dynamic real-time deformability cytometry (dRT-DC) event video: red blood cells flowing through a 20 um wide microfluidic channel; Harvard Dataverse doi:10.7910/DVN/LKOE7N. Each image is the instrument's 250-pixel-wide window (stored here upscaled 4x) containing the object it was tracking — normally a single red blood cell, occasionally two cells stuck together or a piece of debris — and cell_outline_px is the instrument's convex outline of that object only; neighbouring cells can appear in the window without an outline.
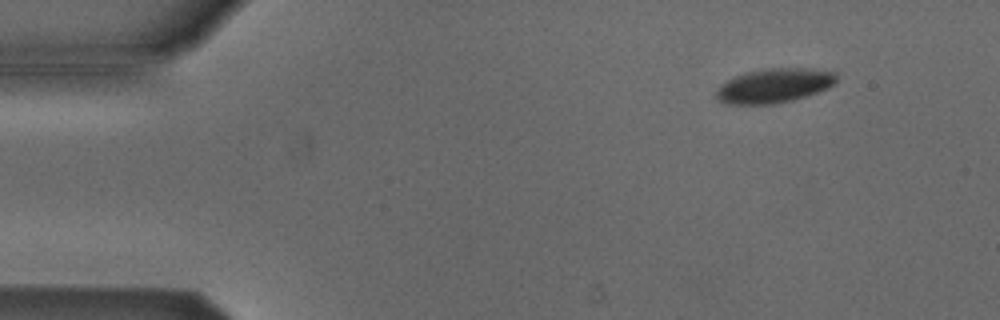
{"species": "Egyptian fruit bat (a non-hibernating species)", "species_latin": "Rousettus aegyptiacus", "temperature_condition": "cold", "stored_images_in_passage": 5, "camera_frame_rate_fps": 3000, "um_per_image_px": 0.085, "animal": {"sex": "male"}, "frame": {"image": 1, "passage_image": 2, "time_ms": 1.0, "image_size_px": [1000, 320], "cell_outline_px": [[836, 80], [828, 88], [792, 100], [772, 104], [724, 104], [716, 96], [716, 92], [720, 84], [744, 72], [764, 68], [812, 68], [836, 72]], "centroid_in_image_um": [65.79, 7.26], "position_along_channel_um": 19.2, "area_um2": 23.99}}
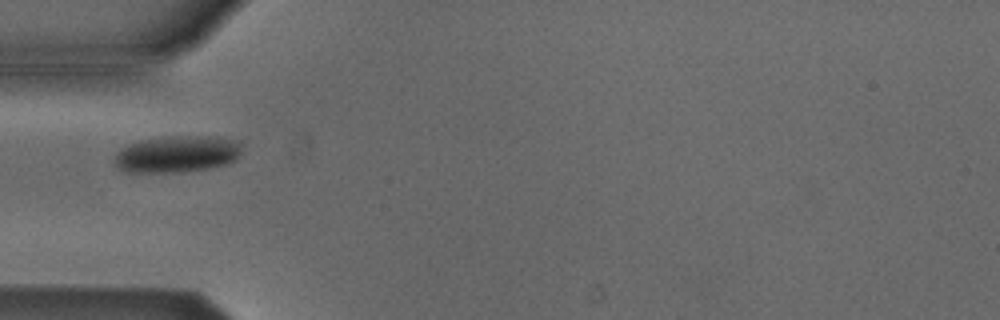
{"frame": {"image": 2, "passage_image": 5, "time_ms": 4.667, "image_size_px": [1000, 320], "cell_outline_px": [[240, 152], [236, 160], [228, 164], [212, 168], [184, 172], [124, 172], [116, 168], [112, 164], [112, 156], [120, 148], [128, 144], [140, 140], [172, 136], [220, 136], [236, 140], [240, 144]], "centroid_in_image_um": [14.99, 13.1], "position_along_channel_um": 70.0, "area_um2": 27.98}}